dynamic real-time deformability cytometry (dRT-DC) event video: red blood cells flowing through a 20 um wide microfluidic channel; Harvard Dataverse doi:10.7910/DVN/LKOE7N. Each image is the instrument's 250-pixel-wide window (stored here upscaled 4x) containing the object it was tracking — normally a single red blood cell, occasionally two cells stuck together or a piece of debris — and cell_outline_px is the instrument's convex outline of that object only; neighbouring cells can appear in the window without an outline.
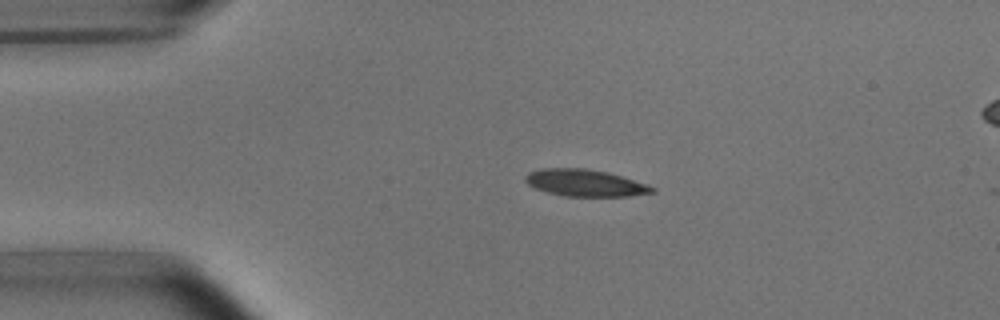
{"species": "common noctule bat (a hibernating species)", "species_latin": "Nyctalus noctula", "temperature_condition": "room temperature", "stored_images_in_passage": 3, "segment_of_instrument_passage": [1, 2], "camera_frame_rate_fps": 3000, "um_per_image_px": 0.085, "animal": {"sex": "male", "body_mass_g": 15.6}, "frame": {"image": 1, "passage_image": 1, "time_ms": 0.0, "image_size_px": [1000, 320], "cell_outline_px": [[656, 192], [628, 196], [564, 196], [548, 192], [536, 188], [528, 184], [524, 180], [524, 176], [528, 172], [544, 168], [584, 168], [608, 172], [648, 184], [656, 188]], "centroid_in_image_um": [49.74, 15.54], "position_along_channel_um": 35.3, "area_um2": 19.88}}